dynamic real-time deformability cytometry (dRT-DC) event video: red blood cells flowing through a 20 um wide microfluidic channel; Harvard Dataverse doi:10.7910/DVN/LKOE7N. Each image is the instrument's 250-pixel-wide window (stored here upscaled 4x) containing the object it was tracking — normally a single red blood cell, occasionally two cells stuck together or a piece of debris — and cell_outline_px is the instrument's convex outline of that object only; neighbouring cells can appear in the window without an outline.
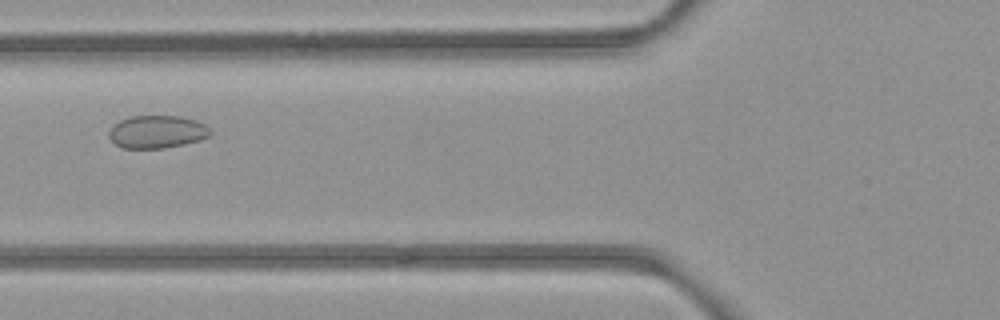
{"species": "common noctule bat (a hibernating species)", "species_latin": "Nyctalus noctula", "temperature_condition": "room temperature", "stored_images_in_passage": 36, "camera_frame_rate_fps": 3000, "um_per_image_px": 0.085, "animal": {"sex": "female", "body_mass_g": 21.9}, "frame": {"image": 1, "passage_image": 8, "time_ms": 2.333, "image_size_px": [1000, 320], "cell_outline_px": [[212, 132], [208, 136], [200, 140], [184, 144], [164, 148], [124, 148], [116, 144], [108, 136], [108, 132], [120, 120], [132, 116], [180, 116], [196, 120], [204, 124]], "centroid_in_image_um": [13.36, 11.2], "position_along_channel_um": 112.4, "area_um2": 19.19}}
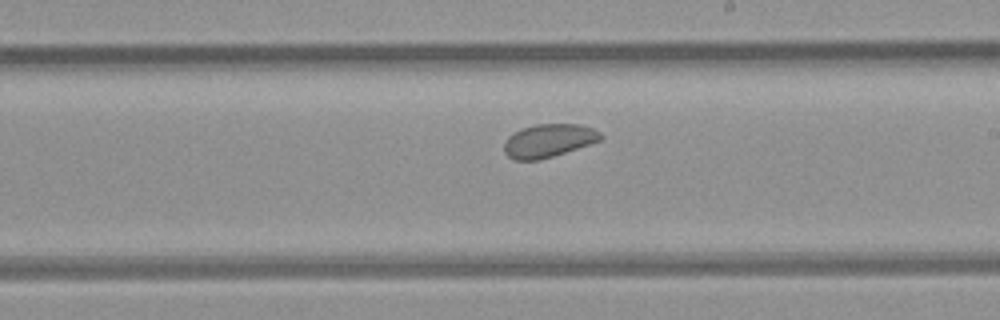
{"frame": {"image": 2, "passage_image": 18, "time_ms": 5.667, "image_size_px": [1000, 320], "cell_outline_px": [[604, 136], [600, 140], [540, 160], [512, 160], [504, 152], [504, 144], [508, 136], [512, 132], [520, 128], [536, 124], [580, 124], [592, 128], [600, 132]], "centroid_in_image_um": [46.58, 11.94], "position_along_channel_um": 242.4, "area_um2": 18.67}}
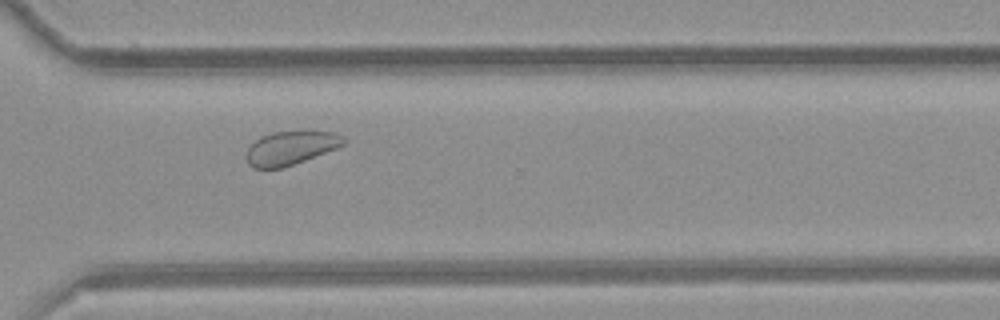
{"frame": {"image": 3, "passage_image": 26, "time_ms": 8.333, "image_size_px": [1000, 320], "cell_outline_px": [[348, 140], [344, 144], [336, 148], [304, 160], [280, 168], [252, 168], [248, 164], [244, 156], [248, 148], [260, 136], [272, 132], [336, 132], [344, 136]], "centroid_in_image_um": [24.68, 12.58], "position_along_channel_um": 345.9, "area_um2": 18.9}, "authors_computed_cell_mechanics": {"area_um2": 19.6809, "velocity_mm_per_s": 3.8892, "shape_relaxation_time_tau1_ms": null, "shape_relaxation_time_tau2_ms": 4.0943, "deformation_change_tau1": null, "deformation_change_tau2": 0.077}}